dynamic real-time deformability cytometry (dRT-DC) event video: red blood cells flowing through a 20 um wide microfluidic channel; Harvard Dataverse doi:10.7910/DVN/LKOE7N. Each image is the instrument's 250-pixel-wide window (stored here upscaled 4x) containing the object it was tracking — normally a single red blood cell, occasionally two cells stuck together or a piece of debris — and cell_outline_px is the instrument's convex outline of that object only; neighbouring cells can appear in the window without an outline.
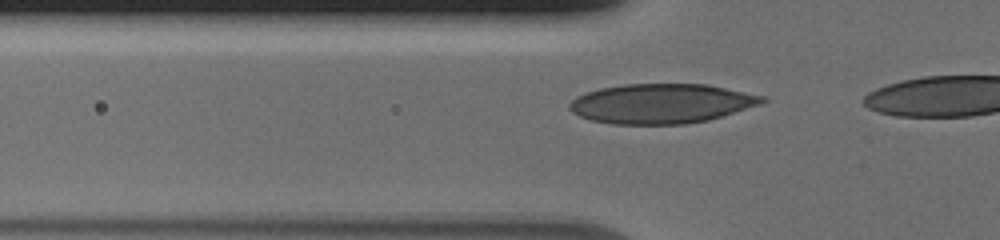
{"species": "human", "species_latin": "Homo sapiens", "temperature_condition": "cold", "stored_images_in_passage": 18, "camera_frame_rate_fps": 3000, "um_per_image_px": 0.085, "donor": {"sex": "male"}, "frame": {"image": 1, "passage_image": 2, "time_ms": 0.333, "image_size_px": [1000, 240], "cell_outline_px": [[768, 100], [760, 104], [708, 120], [684, 124], [612, 124], [592, 120], [580, 116], [572, 112], [568, 108], [568, 104], [576, 96], [584, 92], [600, 88], [624, 84], [708, 84], [768, 96]], "centroid_in_image_um": [56.22, 8.79], "position_along_channel_um": 69.6, "area_um2": 44.74}}
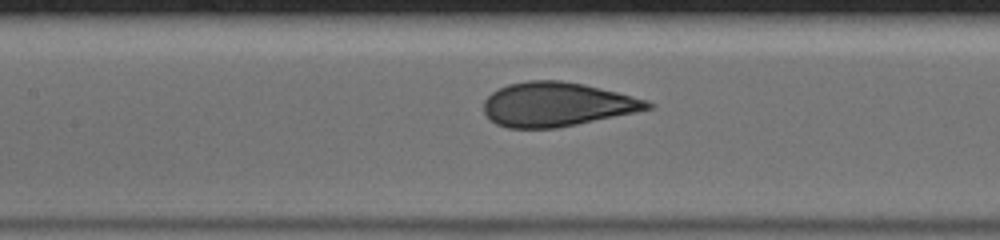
{"frame": {"image": 2, "passage_image": 9, "time_ms": 2.667, "image_size_px": [1000, 240], "cell_outline_px": [[656, 104], [652, 108], [576, 124], [556, 128], [508, 128], [496, 124], [484, 112], [484, 100], [492, 92], [508, 84], [528, 80], [560, 80], [584, 84], [616, 92], [644, 100]], "centroid_in_image_um": [47.28, 8.86], "position_along_channel_um": 160.1, "area_um2": 41.62}}
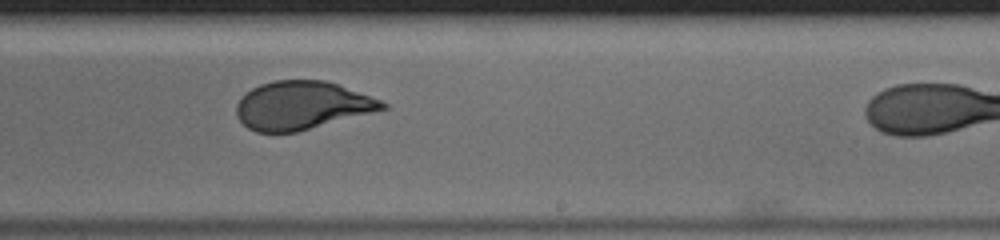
{"frame": {"image": 3, "passage_image": 17, "time_ms": 5.333, "image_size_px": [1000, 240], "cell_outline_px": [[388, 108], [296, 132], [256, 132], [248, 128], [236, 116], [236, 104], [240, 96], [252, 88], [260, 84], [276, 80], [324, 80], [336, 84], [380, 100], [388, 104]], "centroid_in_image_um": [25.6, 8.96], "position_along_channel_um": 263.4, "area_um2": 40.69}}